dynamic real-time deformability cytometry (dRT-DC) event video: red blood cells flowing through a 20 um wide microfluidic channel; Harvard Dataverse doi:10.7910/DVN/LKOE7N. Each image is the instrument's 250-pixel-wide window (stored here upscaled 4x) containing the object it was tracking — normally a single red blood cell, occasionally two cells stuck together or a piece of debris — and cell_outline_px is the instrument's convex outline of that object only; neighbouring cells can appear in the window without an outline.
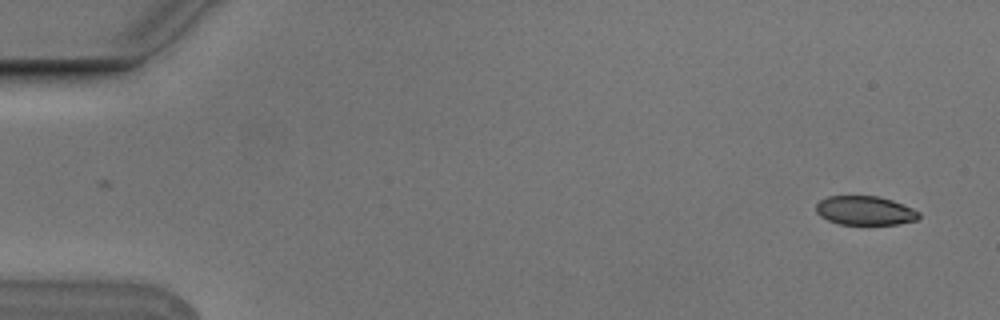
{"species": "Egyptian fruit bat (a non-hibernating species)", "species_latin": "Rousettus aegyptiacus", "temperature_condition": "cold", "stored_images_in_passage": 5, "camera_frame_rate_fps": 3000, "um_per_image_px": 0.085, "animal": {"sex": "male"}, "frame": {"image": 1, "passage_image": 1, "time_ms": 0.0, "image_size_px": [1000, 320], "cell_outline_px": [[920, 216], [916, 220], [896, 224], [840, 224], [828, 220], [820, 216], [816, 212], [816, 204], [820, 200], [828, 196], [880, 196], [892, 200], [912, 208], [920, 212]], "centroid_in_image_um": [73.51, 17.89], "position_along_channel_um": 11.5, "area_um2": 17.34}}